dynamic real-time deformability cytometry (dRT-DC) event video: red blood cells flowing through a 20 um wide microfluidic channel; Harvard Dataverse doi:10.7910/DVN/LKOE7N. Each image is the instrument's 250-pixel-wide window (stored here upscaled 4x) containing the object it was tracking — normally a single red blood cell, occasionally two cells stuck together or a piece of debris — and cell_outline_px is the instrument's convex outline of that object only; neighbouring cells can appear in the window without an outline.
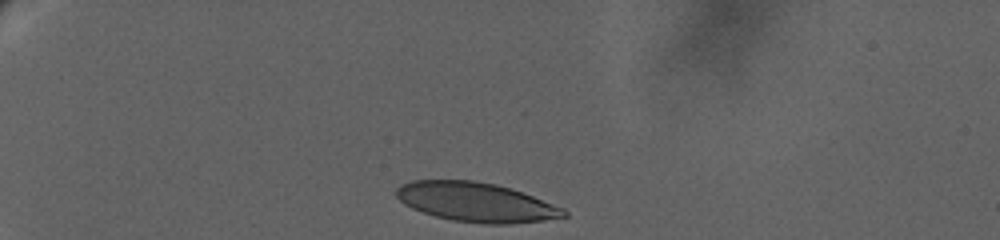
{"species": "human", "species_latin": "Homo sapiens", "temperature_condition": "warm", "stored_images_in_passage": 36, "camera_frame_rate_fps": 3000, "um_per_image_px": 0.085, "donor": {"sex": "female"}, "frame": {"image": 1, "passage_image": 1, "time_ms": 0.0, "image_size_px": [1000, 240], "cell_outline_px": [[568, 216], [544, 220], [512, 224], [484, 224], [452, 220], [436, 216], [412, 208], [404, 204], [392, 192], [400, 184], [412, 180], [472, 180], [496, 184], [532, 196], [564, 208], [568, 212]], "centroid_in_image_um": [40.43, 17.18], "position_along_channel_um": 44.6, "area_um2": 38.38}}
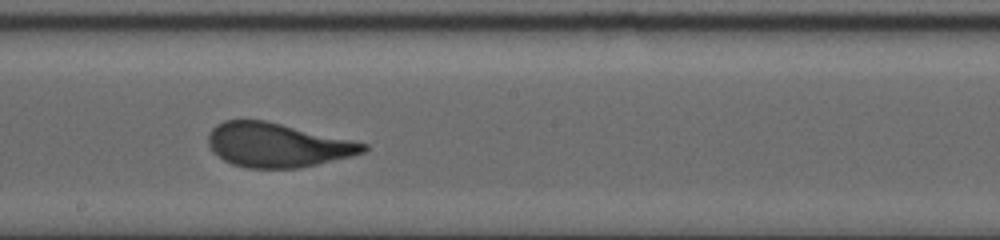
{"frame": {"image": 2, "passage_image": 20, "time_ms": 8.333, "image_size_px": [1000, 240], "cell_outline_px": [[368, 148], [364, 152], [352, 156], [300, 168], [248, 168], [232, 164], [224, 160], [212, 152], [208, 144], [208, 136], [212, 128], [216, 124], [224, 120], [264, 120], [352, 140], [368, 144]], "centroid_in_image_um": [23.55, 12.33], "position_along_channel_um": 224.7, "area_um2": 39.77}}
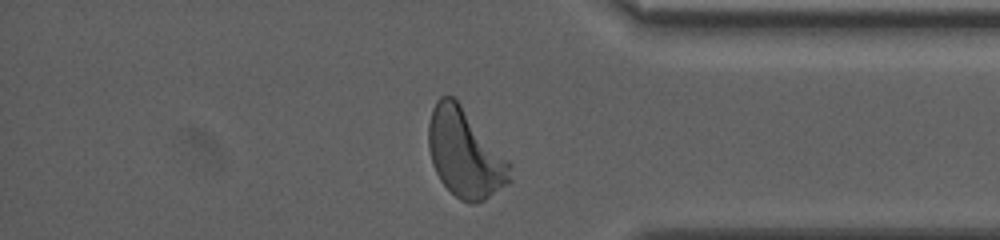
{"frame": {"image": 3, "passage_image": 34, "time_ms": 14.333, "image_size_px": [1000, 240], "cell_outline_px": [[512, 180], [508, 184], [484, 200], [472, 204], [468, 204], [460, 200], [440, 180], [432, 164], [428, 148], [428, 124], [432, 108], [436, 100], [440, 96], [452, 96], [460, 104], [508, 160]], "centroid_in_image_um": [39.49, 13.05], "position_along_channel_um": 395.7, "area_um2": 41.56}, "authors_computed_cell_mechanics": {"area_um2": 40.171, "velocity_mm_per_s": 2.9719, "shape_relaxation_time_tau1_ms": 4.5975, "shape_relaxation_time_tau2_ms": null, "deformation_change_tau1": 0.1675, "deformation_change_tau2": null}}